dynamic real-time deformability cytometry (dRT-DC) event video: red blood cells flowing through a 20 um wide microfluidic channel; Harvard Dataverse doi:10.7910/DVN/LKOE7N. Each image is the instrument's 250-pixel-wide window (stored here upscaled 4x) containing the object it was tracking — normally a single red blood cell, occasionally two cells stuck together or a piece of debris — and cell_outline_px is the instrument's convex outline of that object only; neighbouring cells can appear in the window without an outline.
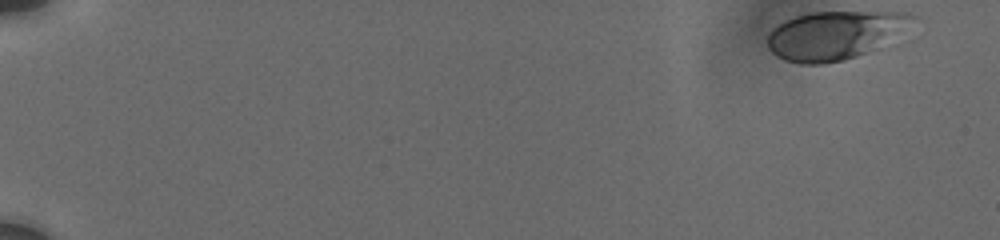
{"species": "human", "species_latin": "Homo sapiens", "temperature_condition": "cold", "stored_images_in_passage": 59, "camera_frame_rate_fps": 3000, "um_per_image_px": 0.085, "donor": {"sex": "male"}, "frame": {"image": 1, "passage_image": 1, "time_ms": 0.0, "image_size_px": [1000, 240], "cell_outline_px": [[920, 16], [900, 44], [844, 60], [824, 64], [800, 64], [784, 60], [776, 56], [768, 48], [768, 36], [772, 28], [776, 24], [784, 20], [796, 16], [812, 12], [912, 12]], "centroid_in_image_um": [71.21, 3.0], "position_along_channel_um": 13.8, "area_um2": 43.35}}
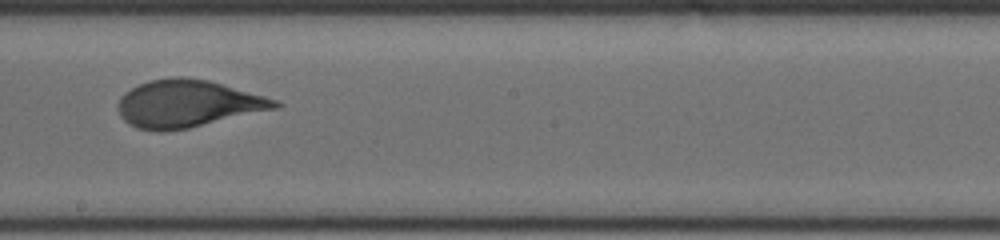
{"frame": {"image": 2, "passage_image": 33, "time_ms": 10.667, "image_size_px": [1000, 240], "cell_outline_px": [[284, 104], [276, 108], [188, 128], [164, 132], [160, 132], [136, 128], [128, 124], [120, 116], [120, 96], [124, 92], [148, 80], [172, 76], [184, 76], [208, 80], [264, 96], [276, 100]], "centroid_in_image_um": [15.91, 8.81], "position_along_channel_um": 232.3, "area_um2": 43.0}}
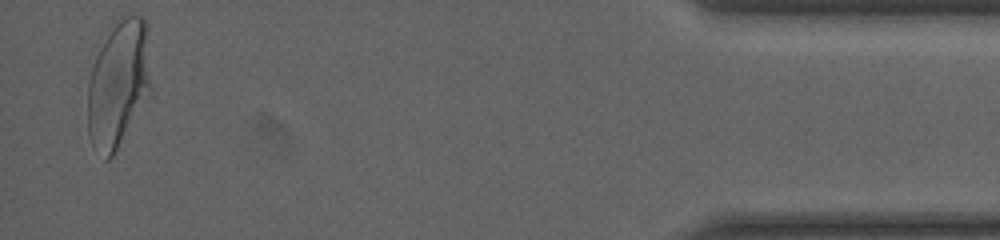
{"frame": {"image": 3, "passage_image": 59, "time_ms": 17.667, "image_size_px": [1000, 240], "cell_outline_px": [[152, 88], [112, 156], [108, 160], [104, 160], [92, 144], [88, 136], [88, 84], [92, 68], [96, 56], [112, 20], [120, 16], [140, 16], [148, 24]], "centroid_in_image_um": [10.07, 7.04], "position_along_channel_um": 425.1, "area_um2": 47.16}, "authors_computed_cell_mechanics": {"area_um2": 42.3674, "velocity_mm_per_s": 3.715, "shape_relaxation_time_tau1_ms": 3.8292, "shape_relaxation_time_tau2_ms": null, "deformation_change_tau1": 0.1612, "deformation_change_tau2": null}}